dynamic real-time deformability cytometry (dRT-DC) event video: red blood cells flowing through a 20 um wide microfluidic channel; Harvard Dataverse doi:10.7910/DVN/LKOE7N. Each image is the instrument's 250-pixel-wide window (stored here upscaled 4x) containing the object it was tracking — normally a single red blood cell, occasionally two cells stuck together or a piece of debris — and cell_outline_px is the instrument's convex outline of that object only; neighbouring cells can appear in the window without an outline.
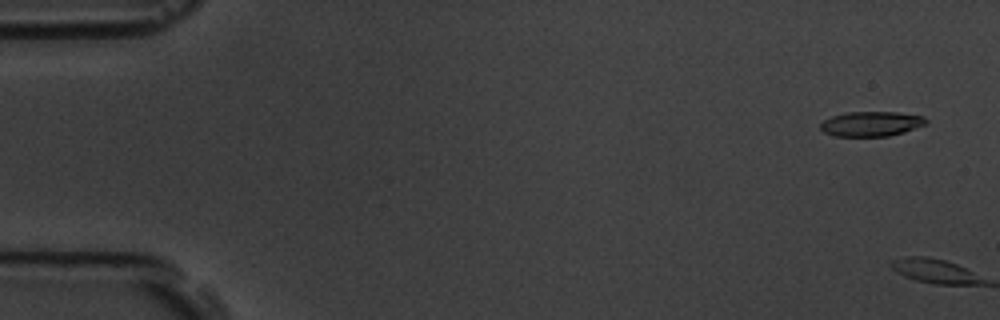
{"species": "common noctule bat (a hibernating species)", "species_latin": "Nyctalus noctula", "temperature_condition": "room temperature", "stored_images_in_passage": 2, "camera_frame_rate_fps": 3000, "um_per_image_px": 0.085, "animal": {"sex": "male", "body_mass_g": 19.5, "forearm_length_mm": 54.6}, "frame": {"image": 1, "passage_image": 1, "time_ms": 0.0, "image_size_px": [1000, 320], "cell_outline_px": [[928, 124], [904, 132], [888, 136], [836, 136], [824, 132], [820, 128], [820, 124], [824, 120], [832, 116], [848, 112], [896, 112], [924, 116], [928, 120]], "centroid_in_image_um": [74.09, 10.52], "position_along_channel_um": 10.9, "area_um2": 15.32}}